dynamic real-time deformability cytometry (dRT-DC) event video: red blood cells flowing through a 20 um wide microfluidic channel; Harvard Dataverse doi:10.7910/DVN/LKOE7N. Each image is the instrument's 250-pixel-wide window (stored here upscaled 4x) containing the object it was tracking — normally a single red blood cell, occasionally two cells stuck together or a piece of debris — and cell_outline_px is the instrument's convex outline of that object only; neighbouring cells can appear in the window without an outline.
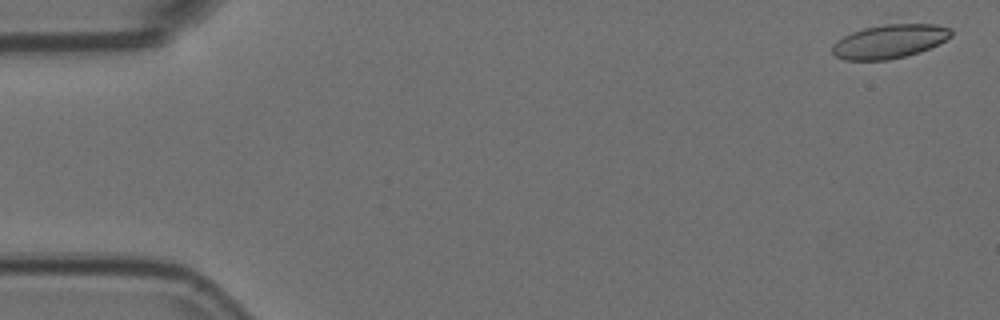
{"species": "Egyptian fruit bat (a non-hibernating species)", "species_latin": "Rousettus aegyptiacus", "temperature_condition": "room temperature", "stored_images_in_passage": 21, "camera_frame_rate_fps": 3000, "um_per_image_px": 0.085, "animal": {"sex": "female"}, "frame": {"image": 1, "passage_image": 2, "time_ms": 0.333, "image_size_px": [1000, 320], "cell_outline_px": [[952, 36], [920, 52], [888, 60], [844, 60], [836, 56], [832, 52], [832, 44], [836, 40], [852, 32], [864, 28], [884, 24], [936, 24], [952, 28]], "centroid_in_image_um": [75.59, 3.51], "position_along_channel_um": 9.4, "area_um2": 23.35}}
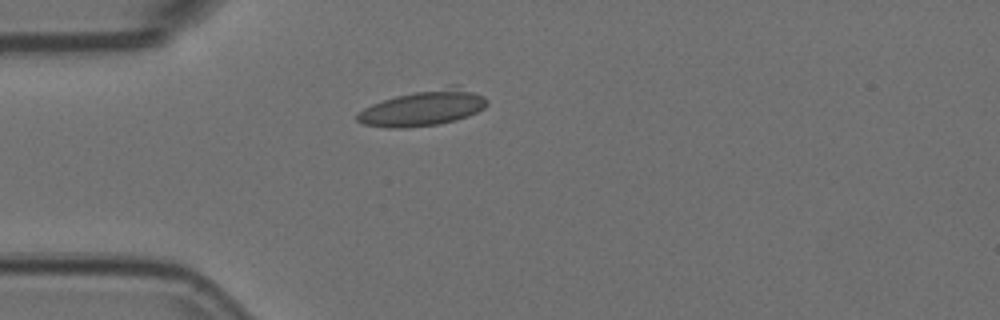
{"frame": {"image": 2, "passage_image": 15, "time_ms": 4.667, "image_size_px": [1000, 320], "cell_outline_px": [[488, 104], [484, 108], [468, 116], [456, 120], [440, 124], [404, 128], [388, 128], [364, 124], [356, 120], [356, 116], [364, 108], [372, 104], [396, 96], [452, 84], [460, 84], [484, 96], [488, 100]], "centroid_in_image_um": [36.04, 9.16], "position_along_channel_um": 49.0, "area_um2": 27.17}}
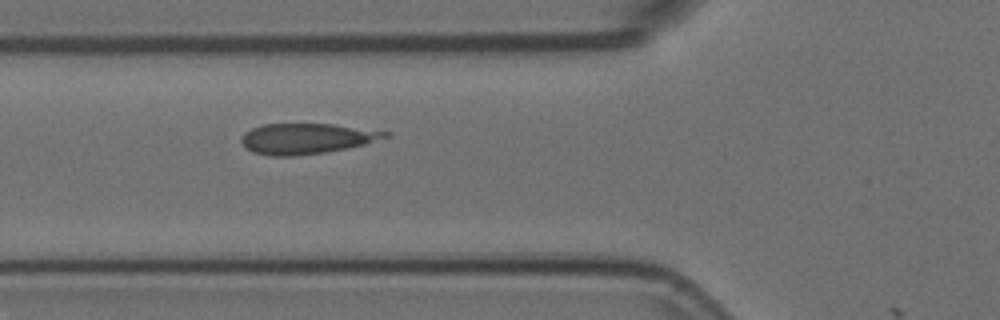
{"frame": {"image": 3, "passage_image": 20, "time_ms": 6.333, "image_size_px": [1000, 320], "cell_outline_px": [[392, 136], [364, 144], [348, 148], [324, 152], [292, 156], [272, 156], [252, 152], [244, 148], [240, 140], [240, 136], [244, 132], [260, 124], [332, 124], [392, 132]], "centroid_in_image_um": [26.03, 11.78], "position_along_channel_um": 99.8, "area_um2": 25.78}}